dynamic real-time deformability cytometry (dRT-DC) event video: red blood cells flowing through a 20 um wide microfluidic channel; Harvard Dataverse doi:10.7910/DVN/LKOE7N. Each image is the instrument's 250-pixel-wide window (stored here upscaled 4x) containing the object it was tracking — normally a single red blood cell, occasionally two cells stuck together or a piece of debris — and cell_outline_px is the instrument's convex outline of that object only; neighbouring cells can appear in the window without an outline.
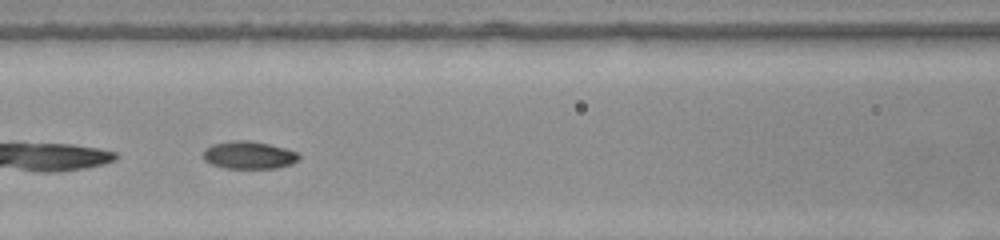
{"species": "common noctule bat (a hibernating species)", "species_latin": "Nyctalus noctula", "temperature_condition": "warm", "stored_images_in_passage": 33, "camera_frame_rate_fps": 3000, "um_per_image_px": 0.085, "animal": {"sex": "female", "body_mass_g": 22.0, "forearm_length_mm": 56.7}, "frame": {"image": 1, "passage_image": 6, "time_ms": 1.667, "image_size_px": [1000, 240], "cell_outline_px": [[300, 160], [292, 164], [276, 168], [224, 168], [212, 164], [204, 160], [200, 156], [200, 152], [204, 148], [212, 144], [232, 140], [248, 140], [268, 144], [284, 148], [296, 152], [300, 156]], "centroid_in_image_um": [21.09, 13.18], "position_along_channel_um": 145.5, "area_um2": 15.66}}
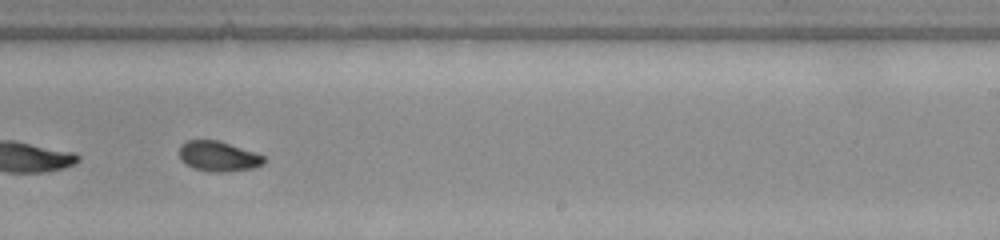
{"frame": {"image": 2, "passage_image": 15, "time_ms": 4.667, "image_size_px": [1000, 240], "cell_outline_px": [[264, 164], [252, 168], [224, 172], [212, 172], [192, 168], [184, 164], [180, 160], [180, 144], [188, 140], [216, 140], [264, 156]], "centroid_in_image_um": [18.5, 13.3], "position_along_channel_um": 270.5, "area_um2": 14.68}}